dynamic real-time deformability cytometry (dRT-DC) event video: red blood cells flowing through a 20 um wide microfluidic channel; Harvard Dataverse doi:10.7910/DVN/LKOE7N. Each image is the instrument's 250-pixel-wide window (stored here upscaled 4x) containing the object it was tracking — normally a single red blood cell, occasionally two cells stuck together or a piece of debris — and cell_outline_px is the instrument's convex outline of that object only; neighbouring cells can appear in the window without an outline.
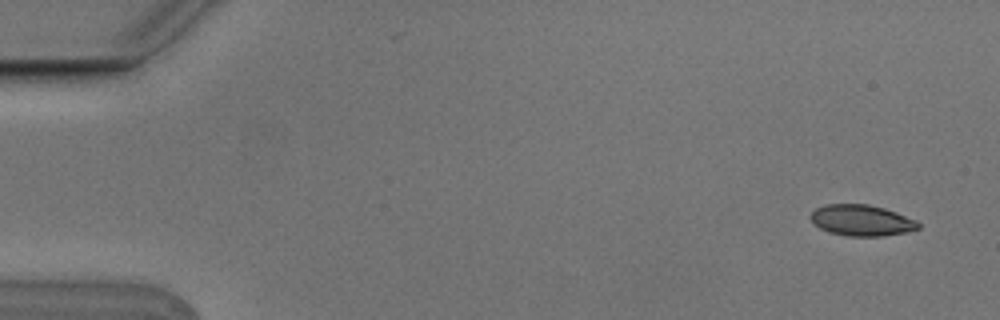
{"species": "Egyptian fruit bat (a non-hibernating species)", "species_latin": "Rousettus aegyptiacus", "temperature_condition": "cold", "stored_images_in_passage": 5, "camera_frame_rate_fps": 3000, "um_per_image_px": 0.085, "animal": {"sex": "male"}, "frame": {"image": 1, "passage_image": 1, "time_ms": 0.0, "image_size_px": [1000, 320], "cell_outline_px": [[920, 228], [908, 232], [880, 236], [848, 236], [828, 232], [820, 228], [808, 216], [816, 208], [824, 204], [868, 204], [884, 208], [896, 212], [916, 220], [920, 224]], "centroid_in_image_um": [73.24, 18.73], "position_along_channel_um": 11.8, "area_um2": 19.54}}
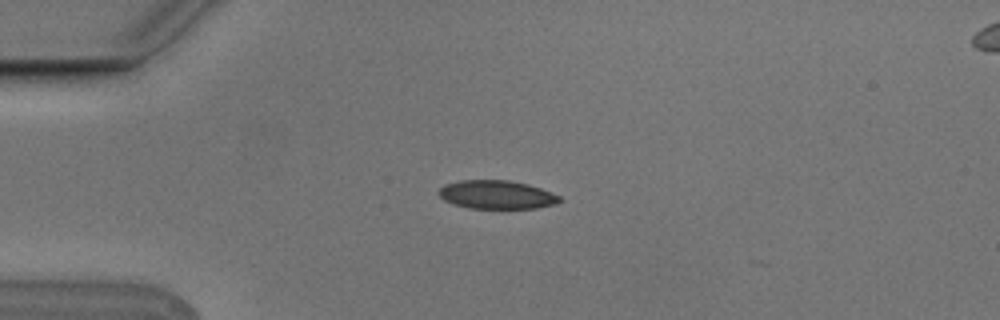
{"frame": {"image": 2, "passage_image": 4, "time_ms": 1.0, "image_size_px": [1000, 320], "cell_outline_px": [[564, 200], [556, 204], [536, 208], [468, 208], [452, 204], [444, 200], [436, 192], [444, 184], [460, 180], [508, 180], [528, 184], [540, 188], [560, 196]], "centroid_in_image_um": [42.2, 16.55], "position_along_channel_um": 42.8, "area_um2": 20.23}}